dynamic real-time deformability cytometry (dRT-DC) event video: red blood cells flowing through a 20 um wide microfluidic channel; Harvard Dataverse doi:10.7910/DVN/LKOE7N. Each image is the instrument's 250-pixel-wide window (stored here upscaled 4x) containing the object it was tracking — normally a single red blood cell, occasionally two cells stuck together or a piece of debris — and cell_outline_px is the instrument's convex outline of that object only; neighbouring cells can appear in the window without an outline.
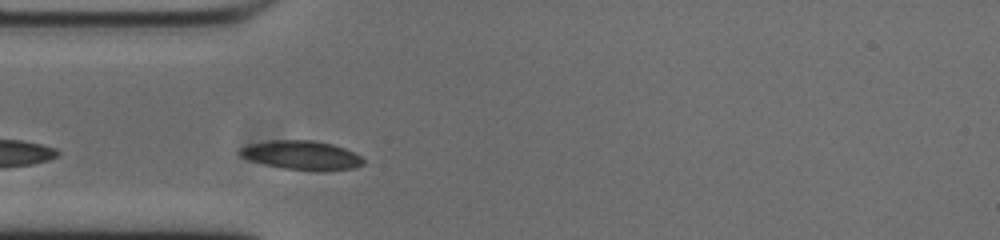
{"species": "common noctule bat (a hibernating species)", "species_latin": "Nyctalus noctula", "temperature_condition": "cold", "stored_images_in_passage": 6, "camera_frame_rate_fps": 3000, "um_per_image_px": 0.085, "animal": {"sex": "male", "body_mass_g": 20.0, "forearm_length_mm": 53.3}, "frame": {"image": 1, "passage_image": 4, "time_ms": 1.0, "image_size_px": [1000, 240], "cell_outline_px": [[364, 164], [352, 168], [324, 172], [316, 172], [284, 168], [264, 164], [240, 156], [240, 148], [272, 140], [312, 140], [332, 144], [344, 148], [360, 156], [364, 160]], "centroid_in_image_um": [25.71, 13.22], "position_along_channel_um": 59.3, "area_um2": 20.69}}